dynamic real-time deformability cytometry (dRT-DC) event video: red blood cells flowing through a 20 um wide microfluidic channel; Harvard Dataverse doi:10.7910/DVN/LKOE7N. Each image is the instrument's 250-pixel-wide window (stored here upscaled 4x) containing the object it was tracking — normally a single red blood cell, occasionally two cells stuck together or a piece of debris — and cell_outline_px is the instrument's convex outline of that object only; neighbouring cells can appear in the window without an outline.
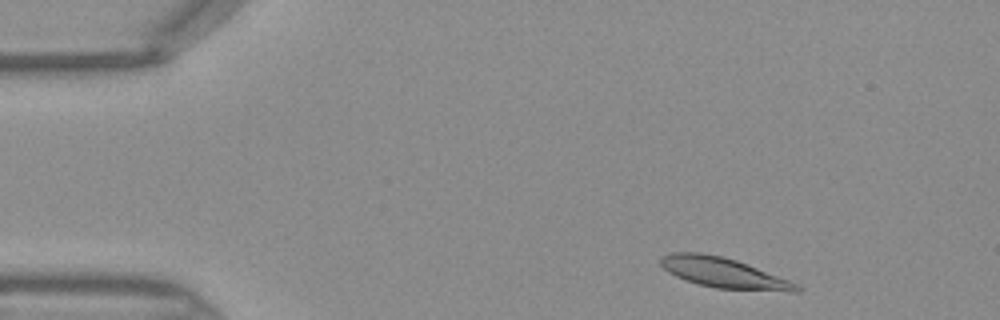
{"species": "Egyptian fruit bat (a non-hibernating species)", "species_latin": "Rousettus aegyptiacus", "temperature_condition": "warm", "stored_images_in_passage": 37, "camera_frame_rate_fps": 3000, "um_per_image_px": 0.085, "frame": {"image": 1, "passage_image": 3, "time_ms": 0.667, "image_size_px": [1000, 320], "cell_outline_px": [[804, 288], [800, 292], [788, 292], [716, 288], [700, 284], [676, 276], [668, 272], [660, 264], [660, 256], [672, 252], [700, 252], [720, 256], [736, 260], [788, 280]], "centroid_in_image_um": [61.51, 23.19], "position_along_channel_um": 23.5, "area_um2": 23.7}}
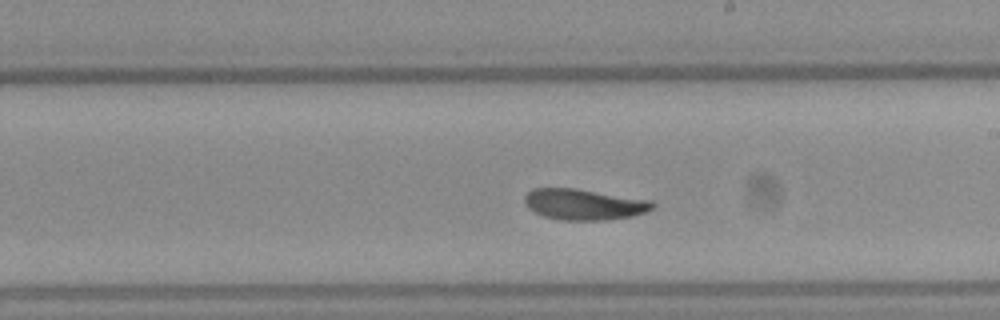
{"frame": {"image": 2, "passage_image": 23, "time_ms": 7.333, "image_size_px": [1000, 320], "cell_outline_px": [[656, 204], [652, 208], [644, 212], [632, 216], [604, 220], [560, 220], [544, 216], [528, 208], [524, 204], [524, 196], [532, 188], [576, 188], [652, 200]], "centroid_in_image_um": [49.62, 17.36], "position_along_channel_um": 239.4, "area_um2": 23.12}}
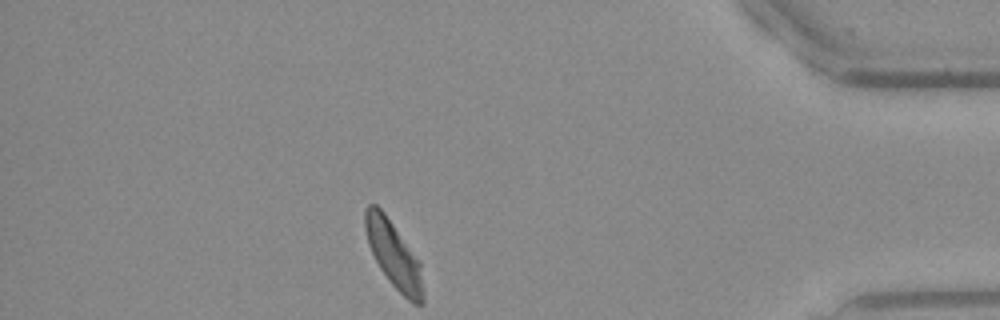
{"frame": {"image": 3, "passage_image": 37, "time_ms": 12.0, "image_size_px": [1000, 320], "cell_outline_px": [[424, 304], [416, 304], [408, 300], [392, 284], [380, 268], [368, 244], [364, 228], [364, 212], [368, 204], [376, 204], [384, 212], [420, 264], [424, 292]], "centroid_in_image_um": [33.44, 21.65], "position_along_channel_um": 401.8, "area_um2": 21.96}}